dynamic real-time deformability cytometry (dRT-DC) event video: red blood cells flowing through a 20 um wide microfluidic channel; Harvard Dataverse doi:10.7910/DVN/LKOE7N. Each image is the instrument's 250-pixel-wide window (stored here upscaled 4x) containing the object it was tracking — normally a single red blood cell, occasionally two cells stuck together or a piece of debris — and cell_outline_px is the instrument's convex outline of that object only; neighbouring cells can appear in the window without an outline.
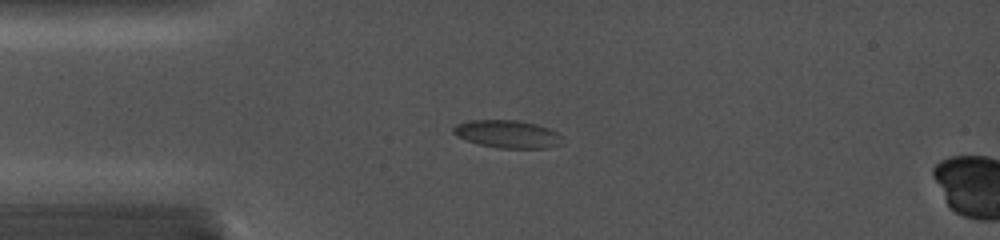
{"species": "common noctule bat (a hibernating species)", "species_latin": "Nyctalus noctula", "temperature_condition": "cold", "stored_images_in_passage": 3, "camera_frame_rate_fps": 5000, "um_per_image_px": 0.085, "animal": {"sex": "female", "body_mass_g": 19.0, "forearm_length_mm": 56.7}, "frame": {"image": 1, "passage_image": 2, "time_ms": 0.6, "image_size_px": [1000, 240], "cell_outline_px": [[564, 144], [548, 148], [500, 148], [480, 144], [456, 136], [452, 132], [452, 128], [456, 124], [468, 120], [520, 120], [536, 124], [548, 128], [564, 136]], "centroid_in_image_um": [43.19, 11.39], "position_along_channel_um": 41.8, "area_um2": 17.86}}